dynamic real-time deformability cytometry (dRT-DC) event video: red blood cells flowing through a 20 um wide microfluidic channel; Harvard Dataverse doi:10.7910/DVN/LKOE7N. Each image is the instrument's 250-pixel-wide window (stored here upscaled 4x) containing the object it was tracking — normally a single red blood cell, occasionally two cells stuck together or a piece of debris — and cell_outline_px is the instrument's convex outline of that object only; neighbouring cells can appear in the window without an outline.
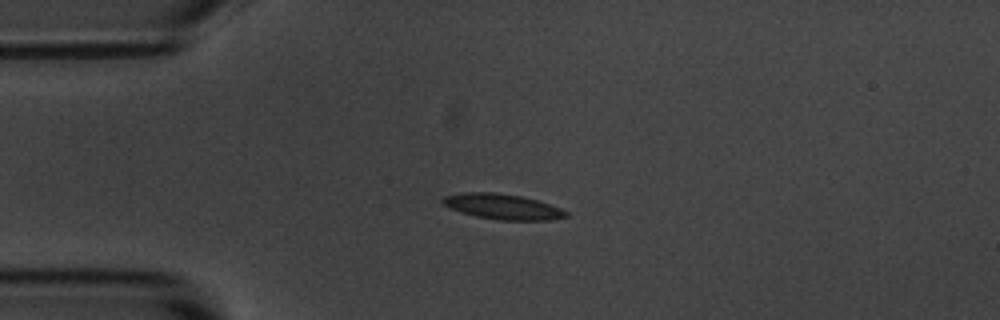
{"species": "common noctule bat (a hibernating species)", "species_latin": "Nyctalus noctula", "temperature_condition": "room temperature", "stored_images_in_passage": 9, "camera_frame_rate_fps": 3000, "um_per_image_px": 0.085, "animal": {"sex": "male", "body_mass_g": 20.1, "forearm_length_mm": 53.5}, "frame": {"image": 1, "passage_image": 3, "time_ms": 2.333, "image_size_px": [1000, 320], "cell_outline_px": [[568, 216], [552, 220], [500, 220], [476, 216], [460, 212], [448, 208], [440, 200], [444, 196], [460, 192], [496, 192], [520, 196], [536, 200], [560, 208], [568, 212]], "centroid_in_image_um": [42.68, 17.56], "position_along_channel_um": 42.3, "area_um2": 18.26}}
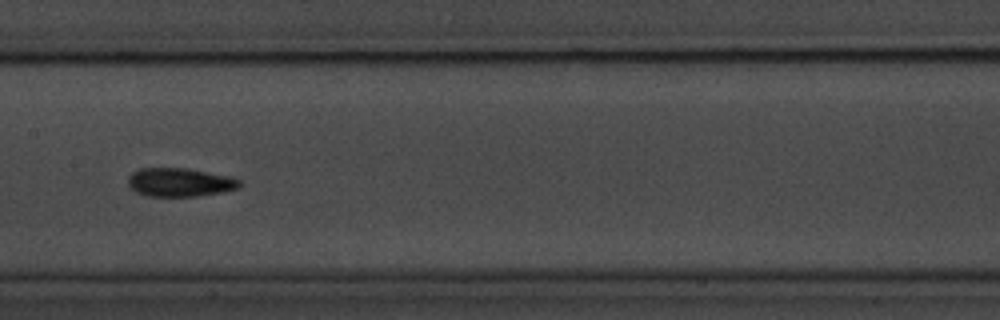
{"frame": {"image": 2, "passage_image": 7, "time_ms": 7.0, "image_size_px": [1000, 320], "cell_outline_px": [[240, 188], [224, 192], [196, 196], [148, 196], [136, 192], [128, 184], [128, 176], [132, 172], [140, 168], [188, 168], [228, 176], [240, 180]], "centroid_in_image_um": [15.28, 15.49], "position_along_channel_um": 192.1, "area_um2": 18.61}}
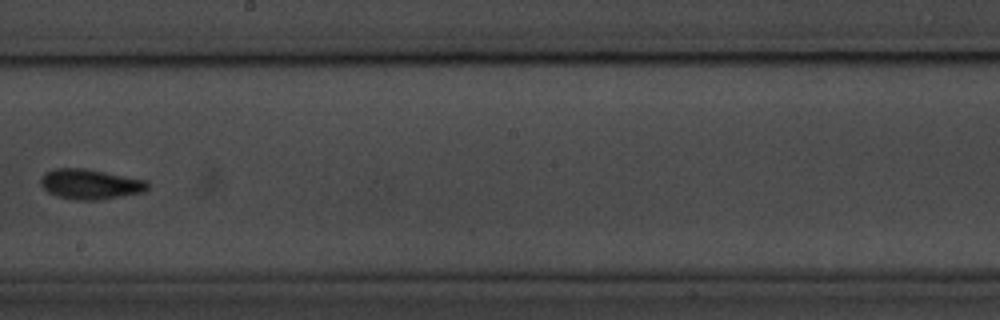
{"frame": {"image": 3, "passage_image": 8, "time_ms": 8.333, "image_size_px": [1000, 320], "cell_outline_px": [[148, 188], [144, 192], [100, 200], [76, 200], [56, 196], [48, 192], [40, 184], [40, 176], [44, 172], [52, 168], [84, 168], [148, 180]], "centroid_in_image_um": [7.64, 15.65], "position_along_channel_um": 240.6, "area_um2": 19.02}}